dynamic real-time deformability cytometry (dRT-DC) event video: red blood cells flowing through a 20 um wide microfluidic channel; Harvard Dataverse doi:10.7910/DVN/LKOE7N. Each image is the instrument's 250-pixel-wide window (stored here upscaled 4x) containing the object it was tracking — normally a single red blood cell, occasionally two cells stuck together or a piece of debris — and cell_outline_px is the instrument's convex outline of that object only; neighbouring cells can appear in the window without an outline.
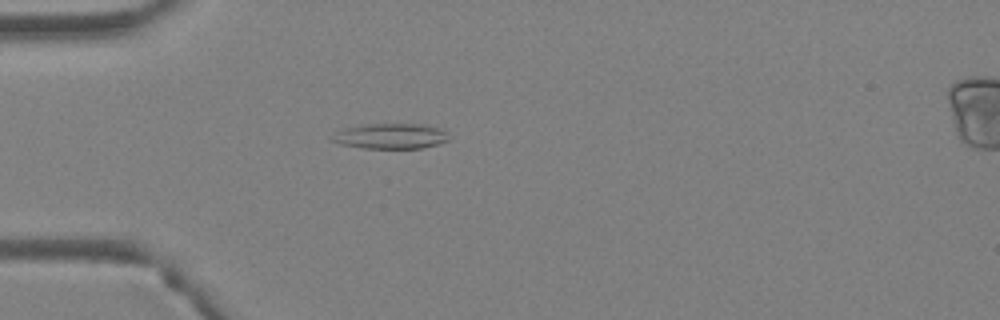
{"species": "Egyptian fruit bat (a non-hibernating species)", "species_latin": "Rousettus aegyptiacus", "temperature_condition": "warm", "stored_images_in_passage": 3, "camera_frame_rate_fps": 3000, "um_per_image_px": 0.085, "animal": {"sex": "female"}, "frame": {"image": 1, "passage_image": 2, "time_ms": 0.333, "image_size_px": [1000, 320], "cell_outline_px": [[448, 140], [440, 144], [420, 148], [364, 148], [340, 144], [328, 140], [336, 132], [344, 128], [364, 124], [420, 124], [440, 128], [444, 132]], "centroid_in_image_um": [33.15, 11.57], "position_along_channel_um": 51.9, "area_um2": 17.17}}